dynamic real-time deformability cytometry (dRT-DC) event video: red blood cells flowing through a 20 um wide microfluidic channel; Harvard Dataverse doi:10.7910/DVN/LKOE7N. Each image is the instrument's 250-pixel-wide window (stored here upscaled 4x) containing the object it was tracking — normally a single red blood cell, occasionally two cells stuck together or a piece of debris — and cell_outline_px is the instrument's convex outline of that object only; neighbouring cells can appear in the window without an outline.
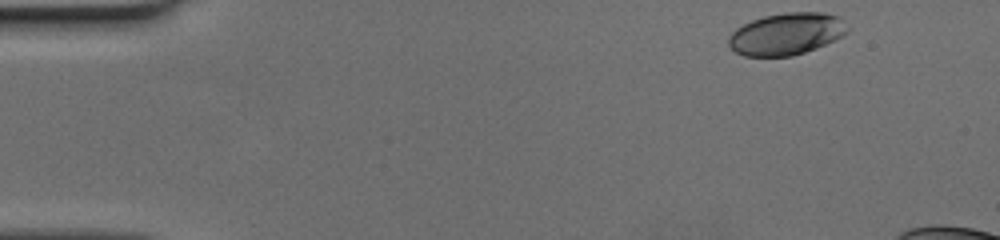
{"species": "human", "species_latin": "Homo sapiens", "temperature_condition": "cold", "stored_images_in_passage": 11, "camera_frame_rate_fps": 3000, "um_per_image_px": 0.085, "donor": {"sex": "female"}, "frame": {"image": 1, "passage_image": 1, "time_ms": 0.0, "image_size_px": [1000, 240], "cell_outline_px": [[848, 32], [816, 48], [792, 56], [744, 56], [736, 52], [728, 44], [728, 36], [736, 28], [752, 20], [764, 16], [784, 12], [824, 12], [840, 16], [848, 28]], "centroid_in_image_um": [66.83, 2.87], "position_along_channel_um": 18.2, "area_um2": 29.02}}